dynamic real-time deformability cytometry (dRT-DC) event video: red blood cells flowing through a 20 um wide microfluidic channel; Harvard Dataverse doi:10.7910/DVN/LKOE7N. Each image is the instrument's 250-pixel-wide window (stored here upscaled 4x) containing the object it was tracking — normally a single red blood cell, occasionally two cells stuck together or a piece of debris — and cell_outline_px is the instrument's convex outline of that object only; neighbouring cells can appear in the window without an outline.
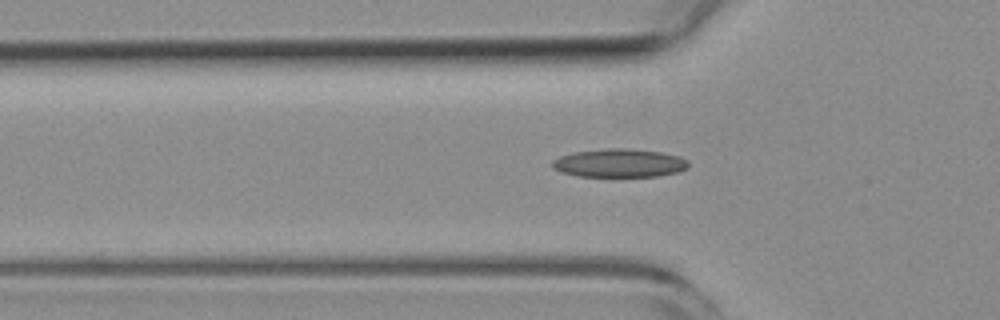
{"species": "common noctule bat (a hibernating species)", "species_latin": "Nyctalus noctula", "temperature_condition": "room temperature", "stored_images_in_passage": 34, "camera_frame_rate_fps": 3000, "um_per_image_px": 0.085, "animal": {"sex": "female", "body_mass_g": 19.3, "forearm_length_mm": 54.1}, "frame": {"image": 1, "passage_image": 8, "time_ms": 2.333, "image_size_px": [1000, 320], "cell_outline_px": [[688, 168], [680, 172], [656, 176], [576, 176], [560, 172], [552, 168], [552, 160], [560, 156], [572, 152], [604, 148], [628, 148], [660, 152], [680, 156], [688, 160]], "centroid_in_image_um": [52.63, 13.85], "position_along_channel_um": 73.2, "area_um2": 22.77}}
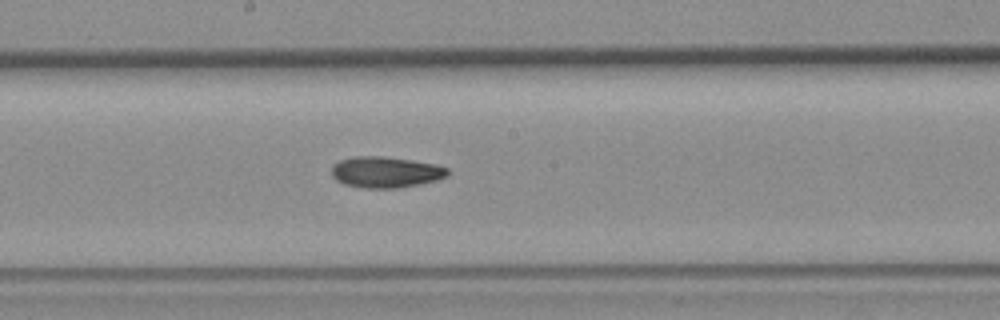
{"frame": {"image": 2, "passage_image": 19, "time_ms": 6.0, "image_size_px": [1000, 320], "cell_outline_px": [[448, 176], [436, 180], [420, 184], [400, 188], [364, 188], [344, 184], [336, 180], [332, 176], [332, 164], [340, 160], [352, 156], [380, 156], [412, 160], [436, 164], [448, 168]], "centroid_in_image_um": [32.77, 14.63], "position_along_channel_um": 215.4, "area_um2": 21.15}}
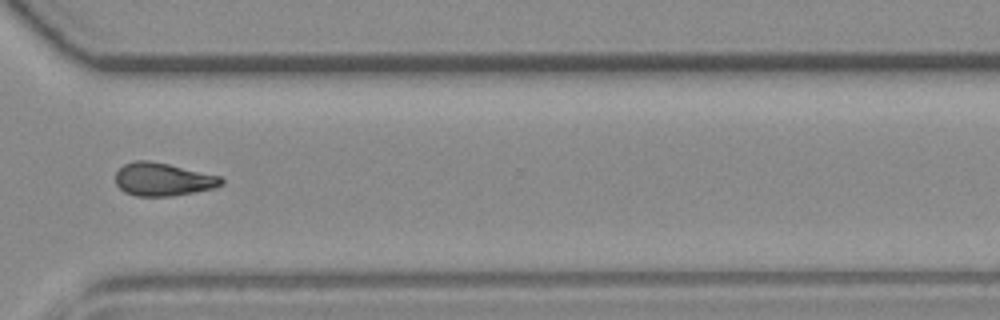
{"frame": {"image": 3, "passage_image": 30, "time_ms": 9.667, "image_size_px": [1000, 320], "cell_outline_px": [[224, 184], [212, 188], [172, 196], [136, 196], [124, 192], [116, 184], [116, 172], [124, 164], [136, 160], [148, 160], [168, 164], [220, 176], [224, 180]], "centroid_in_image_um": [13.83, 15.24], "position_along_channel_um": 356.8, "area_um2": 20.23}}